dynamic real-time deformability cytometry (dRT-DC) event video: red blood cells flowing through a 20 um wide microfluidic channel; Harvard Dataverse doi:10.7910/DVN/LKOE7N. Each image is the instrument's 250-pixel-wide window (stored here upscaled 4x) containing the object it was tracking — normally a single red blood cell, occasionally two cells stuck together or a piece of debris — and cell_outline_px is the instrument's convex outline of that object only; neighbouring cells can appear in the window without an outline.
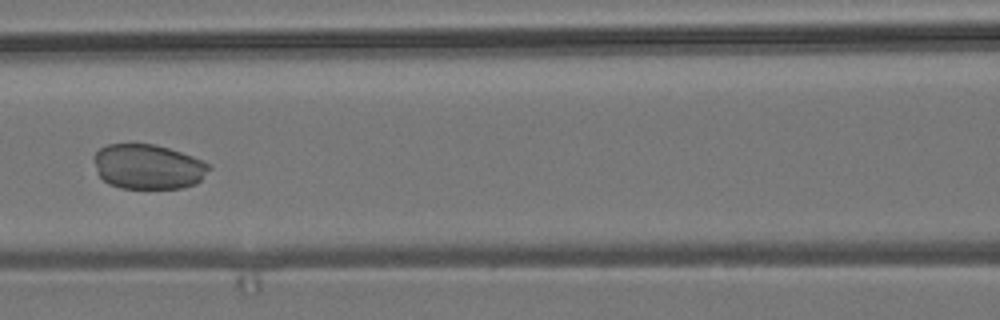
{"species": "common noctule bat (a hibernating species)", "species_latin": "Nyctalus noctula", "temperature_condition": "room temperature", "stored_images_in_passage": 7, "camera_frame_rate_fps": 3000, "um_per_image_px": 0.085, "animal": {"sex": "male", "body_mass_g": 19.2, "forearm_length_mm": 51.8}, "frame": {"image": 1, "passage_image": 5, "time_ms": 1.333, "image_size_px": [1000, 320], "cell_outline_px": [[212, 168], [196, 184], [180, 188], [120, 188], [108, 184], [96, 172], [92, 160], [92, 156], [100, 148], [108, 144], [152, 144], [168, 148], [192, 156], [212, 164]], "centroid_in_image_um": [12.57, 14.17], "position_along_channel_um": 154.0, "area_um2": 30.35}}
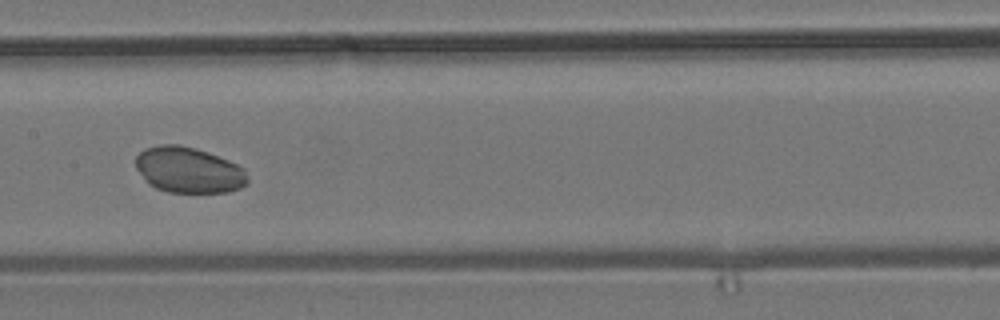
{"frame": {"image": 2, "passage_image": 6, "time_ms": 1.667, "image_size_px": [1000, 320], "cell_outline_px": [[248, 184], [240, 188], [228, 192], [168, 192], [156, 188], [148, 184], [136, 168], [136, 156], [144, 148], [164, 144], [180, 144], [196, 148], [208, 152], [228, 160], [244, 168], [248, 176]], "centroid_in_image_um": [16.04, 14.45], "position_along_channel_um": 191.4, "area_um2": 30.06}}
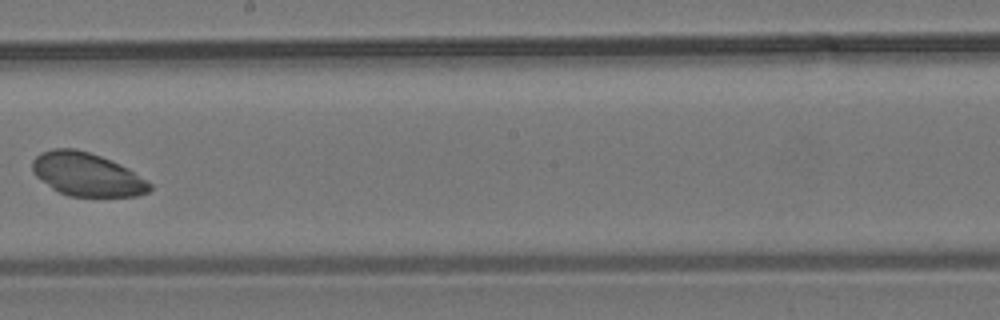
{"frame": {"image": 3, "passage_image": 7, "time_ms": 2.0, "image_size_px": [1000, 320], "cell_outline_px": [[152, 188], [148, 192], [136, 196], [68, 196], [52, 188], [36, 176], [32, 172], [32, 160], [40, 152], [52, 148], [76, 148], [100, 156], [120, 164], [128, 168], [148, 180], [152, 184]], "centroid_in_image_um": [7.39, 14.82], "position_along_channel_um": 240.8, "area_um2": 29.71}}